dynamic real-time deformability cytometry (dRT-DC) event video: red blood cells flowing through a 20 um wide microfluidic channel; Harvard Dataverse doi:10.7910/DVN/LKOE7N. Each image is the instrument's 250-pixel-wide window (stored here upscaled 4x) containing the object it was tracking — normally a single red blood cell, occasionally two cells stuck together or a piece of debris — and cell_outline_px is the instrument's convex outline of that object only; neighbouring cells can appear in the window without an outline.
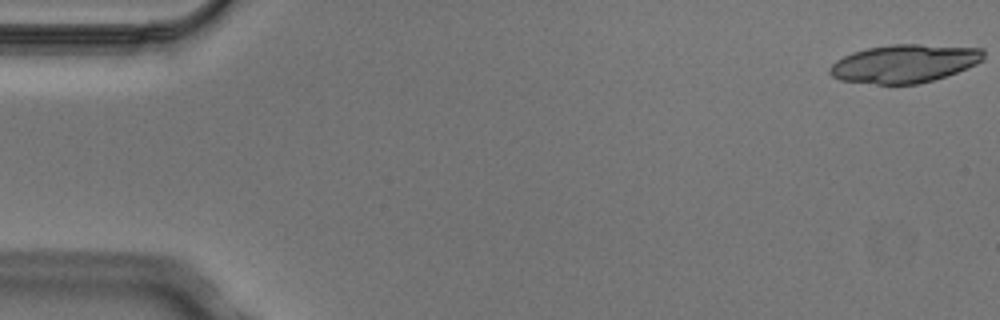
{"species": "Egyptian fruit bat (a non-hibernating species)", "species_latin": "Rousettus aegyptiacus", "temperature_condition": "cold", "stored_images_in_passage": 5, "camera_frame_rate_fps": 3000, "um_per_image_px": 0.085, "animal": {"sex": "male"}, "frame": {"image": 1, "passage_image": 1, "time_ms": 0.0, "image_size_px": [1000, 320], "cell_outline_px": [[984, 60], [968, 68], [932, 80], [916, 84], [880, 84], [840, 80], [832, 76], [828, 72], [828, 68], [836, 60], [852, 52], [868, 48], [892, 44], [920, 44], [984, 48]], "centroid_in_image_um": [76.88, 5.39], "position_along_channel_um": 8.1, "area_um2": 34.22}}